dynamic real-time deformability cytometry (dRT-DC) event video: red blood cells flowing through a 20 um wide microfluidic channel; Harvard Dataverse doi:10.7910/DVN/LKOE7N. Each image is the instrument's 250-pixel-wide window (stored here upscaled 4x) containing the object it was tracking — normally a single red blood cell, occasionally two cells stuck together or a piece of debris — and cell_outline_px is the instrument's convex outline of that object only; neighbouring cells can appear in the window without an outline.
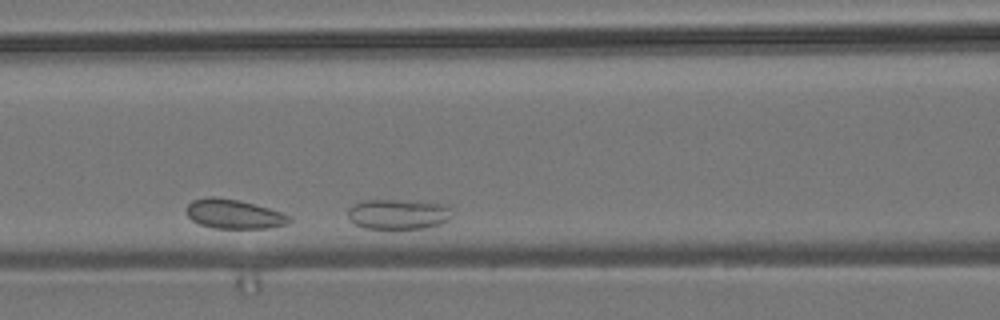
{"species": "common noctule bat (a hibernating species)", "species_latin": "Nyctalus noctula", "temperature_condition": "room temperature", "stored_images_in_passage": 8, "camera_frame_rate_fps": 3000, "um_per_image_px": 0.085, "animal": {"sex": "male", "body_mass_g": 19.2, "forearm_length_mm": 51.8}, "frame": {"image": 1, "passage_image": 4, "time_ms": 3.667, "image_size_px": [1000, 320], "cell_outline_px": [[452, 216], [448, 220], [440, 224], [424, 228], [364, 228], [356, 224], [348, 216], [348, 208], [352, 204], [368, 200], [416, 200], [448, 204]], "centroid_in_image_um": [33.89, 18.18], "position_along_channel_um": 132.7, "area_um2": 18.44}}
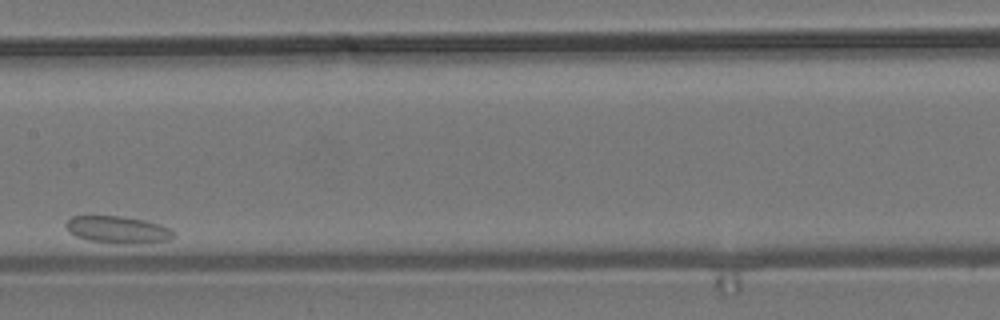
{"frame": {"image": 2, "passage_image": 6, "time_ms": 6.0, "image_size_px": [1000, 320], "cell_outline_px": [[176, 236], [168, 240], [136, 244], [124, 244], [88, 240], [76, 236], [68, 232], [64, 224], [72, 216], [124, 216], [144, 220], [160, 224], [176, 232]], "centroid_in_image_um": [10.03, 19.52], "position_along_channel_um": 197.4, "area_um2": 17.17}}